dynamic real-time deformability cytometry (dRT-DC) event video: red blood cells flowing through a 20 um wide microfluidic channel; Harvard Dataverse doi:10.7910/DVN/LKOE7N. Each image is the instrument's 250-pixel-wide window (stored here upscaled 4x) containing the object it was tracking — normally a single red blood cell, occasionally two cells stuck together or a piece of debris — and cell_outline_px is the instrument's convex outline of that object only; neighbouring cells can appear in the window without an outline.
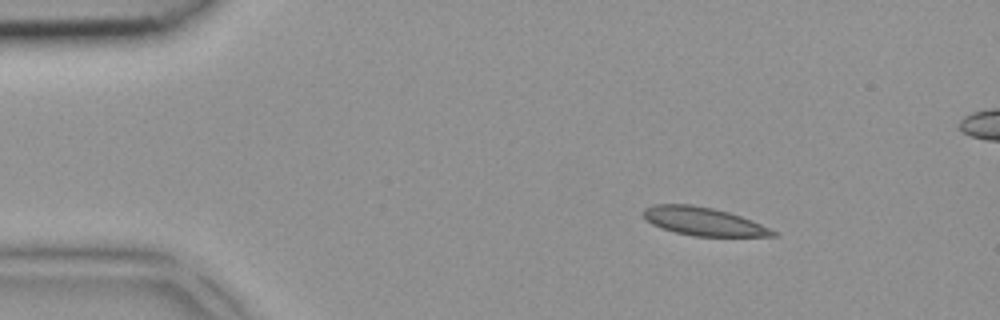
{"species": "common noctule bat (a hibernating species)", "species_latin": "Nyctalus noctula", "temperature_condition": "room temperature", "stored_images_in_passage": 2, "camera_frame_rate_fps": 3000, "um_per_image_px": 0.085, "animal": {"sex": "female", "body_mass_g": 18.4}, "frame": {"image": 1, "passage_image": 1, "time_ms": 0.0, "image_size_px": [1000, 320], "cell_outline_px": [[776, 236], [692, 236], [676, 232], [652, 224], [644, 216], [644, 208], [652, 204], [692, 204], [712, 208], [728, 212], [752, 220], [776, 232]], "centroid_in_image_um": [59.77, 18.81], "position_along_channel_um": 25.2, "area_um2": 20.98}}